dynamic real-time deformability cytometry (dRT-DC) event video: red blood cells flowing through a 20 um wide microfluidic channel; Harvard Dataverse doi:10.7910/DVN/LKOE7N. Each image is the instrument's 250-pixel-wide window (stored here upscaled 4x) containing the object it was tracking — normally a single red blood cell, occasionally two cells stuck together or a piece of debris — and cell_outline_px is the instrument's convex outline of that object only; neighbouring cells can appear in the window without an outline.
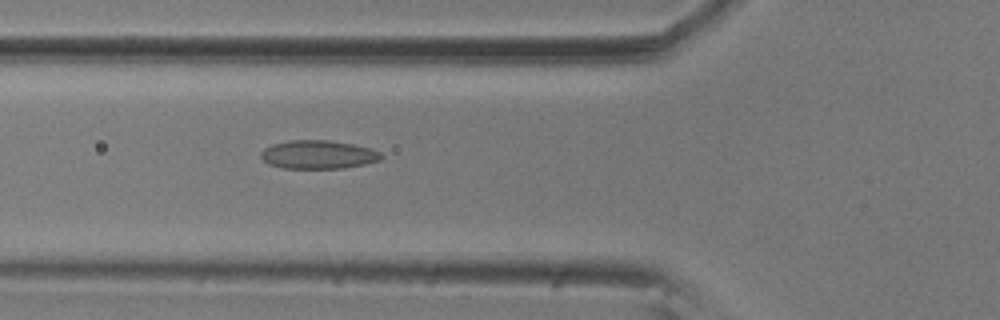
{"species": "common noctule bat (a hibernating species)", "species_latin": "Nyctalus noctula", "temperature_condition": "room temperature", "stored_images_in_passage": 27, "camera_frame_rate_fps": 3000, "um_per_image_px": 0.085, "animal": {"sex": "male", "body_mass_g": 20.5, "forearm_length_mm": 52.5}, "frame": {"image": 1, "passage_image": 4, "time_ms": 1.0, "image_size_px": [1000, 320], "cell_outline_px": [[384, 156], [380, 160], [364, 164], [344, 168], [280, 168], [268, 164], [260, 156], [260, 152], [264, 148], [272, 144], [292, 140], [328, 140], [352, 144], [372, 148], [380, 152]], "centroid_in_image_um": [27.04, 13.14], "position_along_channel_um": 98.8, "area_um2": 20.06}}
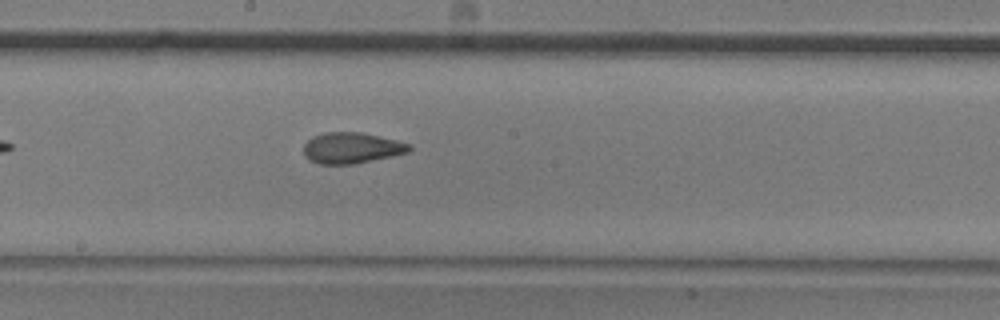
{"frame": {"image": 2, "passage_image": 14, "time_ms": 4.333, "image_size_px": [1000, 320], "cell_outline_px": [[412, 148], [408, 152], [392, 156], [356, 164], [320, 164], [308, 160], [304, 156], [304, 144], [312, 136], [328, 132], [360, 132], [396, 140], [412, 144]], "centroid_in_image_um": [29.88, 12.58], "position_along_channel_um": 218.3, "area_um2": 19.13}}
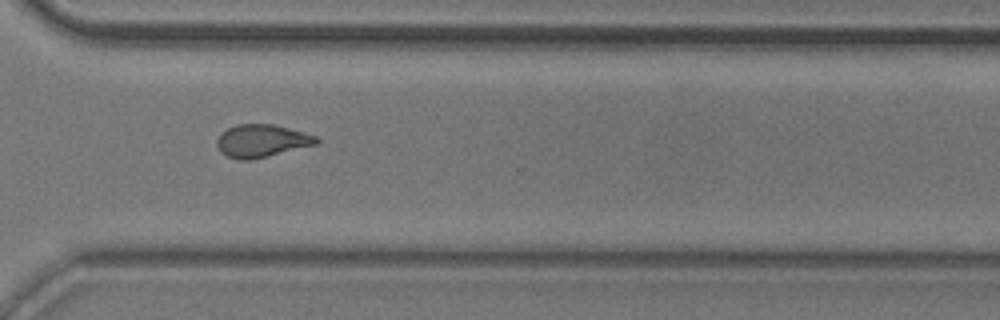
{"frame": {"image": 3, "passage_image": 25, "time_ms": 8.0, "image_size_px": [1000, 320], "cell_outline_px": [[320, 140], [316, 144], [252, 160], [240, 160], [228, 156], [220, 152], [216, 144], [216, 140], [228, 128], [236, 124], [272, 124], [304, 132], [316, 136]], "centroid_in_image_um": [22.23, 11.97], "position_along_channel_um": 348.4, "area_um2": 18.79}, "authors_computed_cell_mechanics": {"area_um2": 18.9584, "velocity_mm_per_s": 3.5621, "shape_relaxation_time_tau1_ms": 10.858, "shape_relaxation_time_tau2_ms": 1.9724, "deformation_change_tau1": 0.2082, "deformation_change_tau2": 0.0856}}